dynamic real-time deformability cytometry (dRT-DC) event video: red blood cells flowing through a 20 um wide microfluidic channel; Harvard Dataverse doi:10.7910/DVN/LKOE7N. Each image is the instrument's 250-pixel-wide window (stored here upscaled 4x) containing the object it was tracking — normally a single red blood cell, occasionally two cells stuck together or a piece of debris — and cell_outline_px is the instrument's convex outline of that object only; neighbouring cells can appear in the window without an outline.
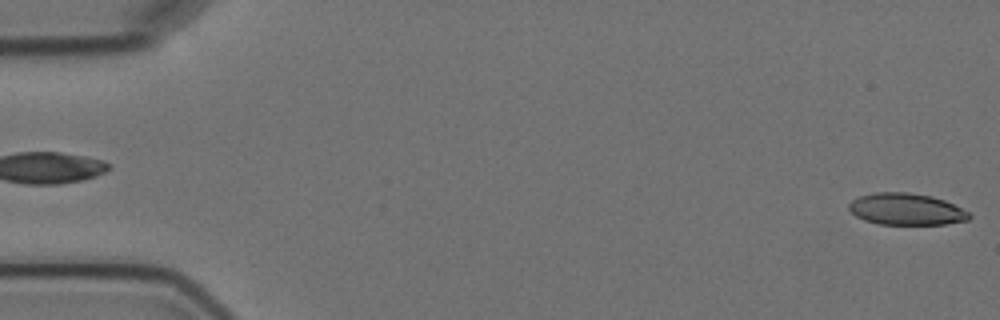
{"species": "Egyptian fruit bat (a non-hibernating species)", "species_latin": "Rousettus aegyptiacus", "temperature_condition": "cold", "stored_images_in_passage": 6, "segment_of_instrument_passage": [2, 2], "camera_frame_rate_fps": 3000, "um_per_image_px": 0.085, "animal": {"sex": "female"}, "frame": {"image": 1, "passage_image": 6, "time_ms": 6.0, "image_size_px": [1000, 320], "cell_outline_px": [[972, 216], [968, 220], [944, 224], [880, 224], [864, 220], [856, 216], [848, 208], [848, 204], [852, 200], [860, 196], [876, 192], [908, 192], [932, 196], [944, 200], [968, 212]], "centroid_in_image_um": [77.01, 17.78], "position_along_channel_um": 8.0, "area_um2": 22.08}}